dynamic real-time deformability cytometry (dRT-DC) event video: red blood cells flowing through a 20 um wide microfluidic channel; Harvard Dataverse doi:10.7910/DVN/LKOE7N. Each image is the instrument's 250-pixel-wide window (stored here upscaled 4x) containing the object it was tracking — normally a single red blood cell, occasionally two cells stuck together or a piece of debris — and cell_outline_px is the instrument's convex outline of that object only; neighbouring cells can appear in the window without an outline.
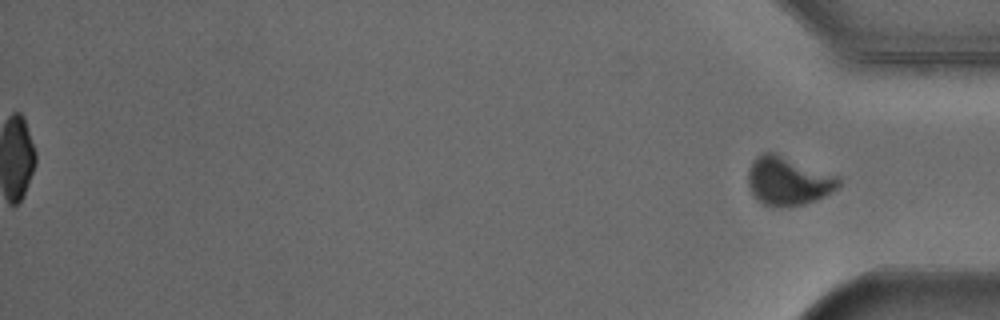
{"species": "Egyptian fruit bat (a non-hibernating species)", "species_latin": "Rousettus aegyptiacus", "temperature_condition": "cold", "stored_images_in_passage": 54, "segment_of_instrument_passage": [2, 2], "camera_frame_rate_fps": 3000, "um_per_image_px": 0.085, "animal": {"sex": "male"}, "frame": {"image": 1, "passage_image": 54, "time_ms": 17.667, "image_size_px": [1000, 320], "cell_outline_px": [[840, 184], [832, 192], [816, 200], [804, 204], [780, 208], [772, 208], [756, 200], [748, 184], [748, 168], [752, 160], [756, 156], [764, 152], [772, 152], [840, 176]], "centroid_in_image_um": [66.97, 15.4], "position_along_channel_um": 368.2, "area_um2": 25.89}}